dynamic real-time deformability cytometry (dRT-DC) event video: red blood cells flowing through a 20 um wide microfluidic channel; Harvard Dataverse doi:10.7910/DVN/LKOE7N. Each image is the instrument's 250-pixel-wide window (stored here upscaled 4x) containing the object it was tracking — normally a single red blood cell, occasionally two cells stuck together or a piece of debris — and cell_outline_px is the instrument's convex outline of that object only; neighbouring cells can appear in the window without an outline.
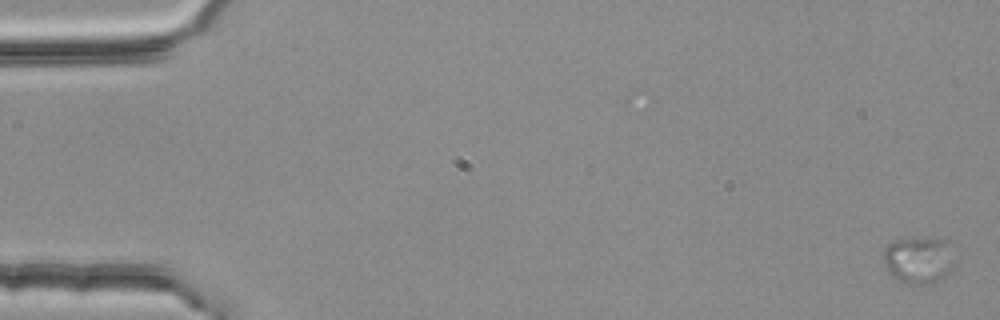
{"species": "common noctule bat (a hibernating species)", "species_latin": "Nyctalus noctula", "temperature_condition": "room temperature", "stored_images_in_passage": 4, "camera_frame_rate_fps": 3000, "um_per_image_px": 0.085, "animal": {"sex": "female", "body_mass_g": 25.1}, "frame": {"image": 1, "passage_image": 1, "time_ms": 0.0, "image_size_px": [1000, 320], "cell_outline_px": [[948, 276], [944, 280], [932, 284], [908, 284], [900, 280], [888, 272], [884, 264], [884, 248], [892, 240], [932, 236], [936, 236], [944, 240], [948, 268]], "centroid_in_image_um": [77.96, 22.1], "position_along_channel_um": 7.0, "area_um2": 18.9}}
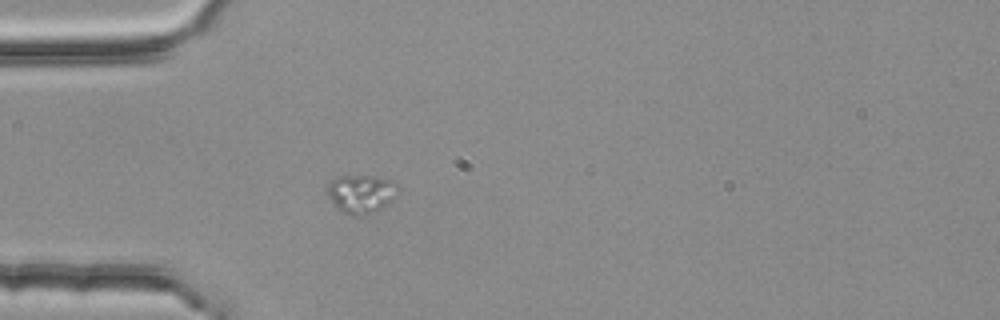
{"frame": {"image": 2, "passage_image": 4, "time_ms": 1.0, "image_size_px": [1000, 320], "cell_outline_px": [[400, 192], [388, 204], [376, 212], [364, 216], [352, 216], [340, 212], [336, 208], [324, 188], [336, 176], [376, 176], [396, 180], [400, 184]], "centroid_in_image_um": [30.75, 16.48], "position_along_channel_um": 54.3, "area_um2": 16.65}}